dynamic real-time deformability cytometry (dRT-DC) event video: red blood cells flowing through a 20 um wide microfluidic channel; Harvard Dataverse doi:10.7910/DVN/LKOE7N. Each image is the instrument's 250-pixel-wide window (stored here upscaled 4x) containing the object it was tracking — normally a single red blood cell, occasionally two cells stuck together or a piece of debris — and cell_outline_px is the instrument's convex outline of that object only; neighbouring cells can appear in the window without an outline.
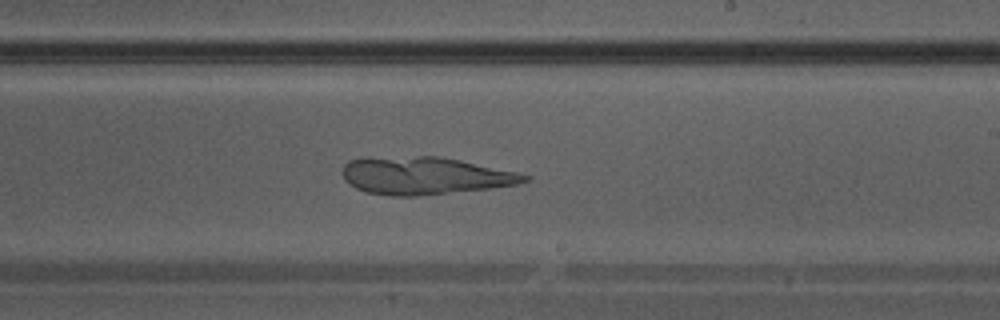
{"species": "Egyptian fruit bat (a non-hibernating species)", "species_latin": "Rousettus aegyptiacus", "temperature_condition": "warm", "stored_images_in_passage": 38, "camera_frame_rate_fps": 3000, "um_per_image_px": 0.085, "animal": {"sex": "male"}, "frame": {"image": 1, "passage_image": 22, "time_ms": 7.0, "image_size_px": [1000, 320], "cell_outline_px": [[532, 180], [516, 184], [488, 188], [416, 196], [388, 196], [364, 192], [348, 184], [344, 180], [344, 164], [348, 160], [360, 156], [440, 156], [460, 160], [516, 172], [532, 176]], "centroid_in_image_um": [36.03, 14.92], "position_along_channel_um": 253.0, "area_um2": 40.17}}